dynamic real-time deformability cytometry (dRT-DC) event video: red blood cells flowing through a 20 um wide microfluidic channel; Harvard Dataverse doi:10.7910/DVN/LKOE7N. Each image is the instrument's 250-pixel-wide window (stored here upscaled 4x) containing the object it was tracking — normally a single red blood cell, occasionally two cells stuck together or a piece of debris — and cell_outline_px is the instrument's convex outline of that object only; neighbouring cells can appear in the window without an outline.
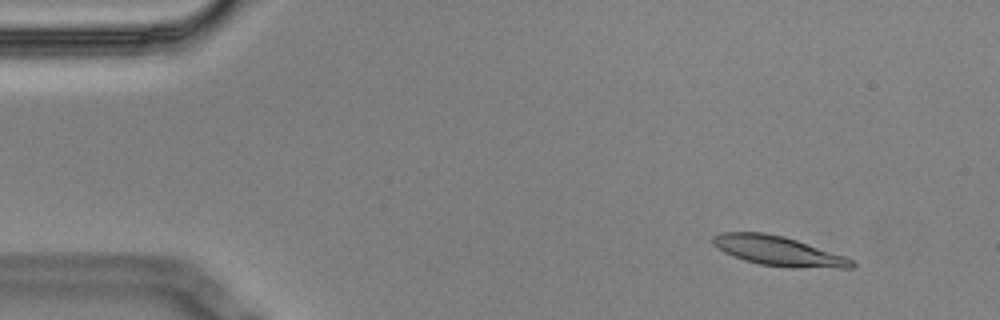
{"species": "Egyptian fruit bat (a non-hibernating species)", "species_latin": "Rousettus aegyptiacus", "temperature_condition": "cold", "stored_images_in_passage": 4, "camera_frame_rate_fps": 3000, "um_per_image_px": 0.085, "animal": {"sex": "male"}, "frame": {"image": 1, "passage_image": 2, "time_ms": 0.333, "image_size_px": [1000, 320], "cell_outline_px": [[856, 264], [852, 268], [792, 268], [760, 264], [744, 260], [732, 256], [716, 248], [712, 244], [712, 236], [720, 232], [764, 232], [784, 236], [844, 256], [852, 260]], "centroid_in_image_um": [66.11, 21.33], "position_along_channel_um": 18.9, "area_um2": 24.04}}